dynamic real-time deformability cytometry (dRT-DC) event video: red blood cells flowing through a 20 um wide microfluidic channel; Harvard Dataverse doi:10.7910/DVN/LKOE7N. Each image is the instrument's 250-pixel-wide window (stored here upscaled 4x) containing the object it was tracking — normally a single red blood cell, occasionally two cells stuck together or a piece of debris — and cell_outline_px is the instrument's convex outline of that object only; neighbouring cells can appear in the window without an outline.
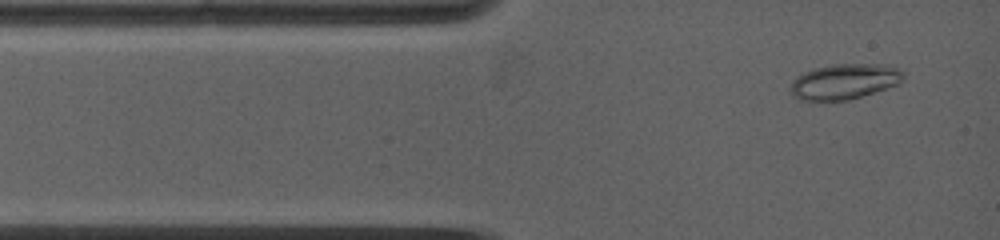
{"species": "common noctule bat (a hibernating species)", "species_latin": "Nyctalus noctula", "temperature_condition": "warm", "stored_images_in_passage": 35, "camera_frame_rate_fps": 5000, "um_per_image_px": 0.085, "animal": {"sex": "female", "body_mass_g": 19.0, "forearm_length_mm": 53.3}, "frame": {"image": 1, "passage_image": 3, "time_ms": 0.6, "image_size_px": [1000, 240], "cell_outline_px": [[904, 80], [900, 84], [848, 100], [800, 100], [788, 88], [792, 80], [796, 76], [804, 72], [816, 68], [832, 64], [888, 64], [904, 72]], "centroid_in_image_um": [71.8, 6.92], "position_along_channel_um": 13.2, "area_um2": 23.35}}
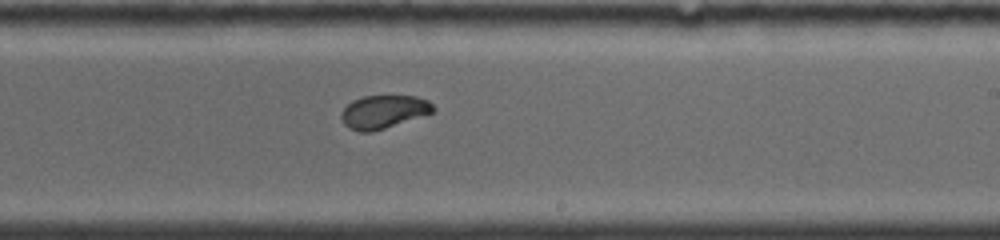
{"frame": {"image": 2, "passage_image": 19, "time_ms": 7.6, "image_size_px": [1000, 240], "cell_outline_px": [[436, 108], [432, 112], [372, 132], [360, 132], [348, 128], [344, 124], [340, 116], [340, 112], [352, 100], [364, 96], [416, 96], [428, 100]], "centroid_in_image_um": [32.56, 9.5], "position_along_channel_um": 256.4, "area_um2": 17.63}}
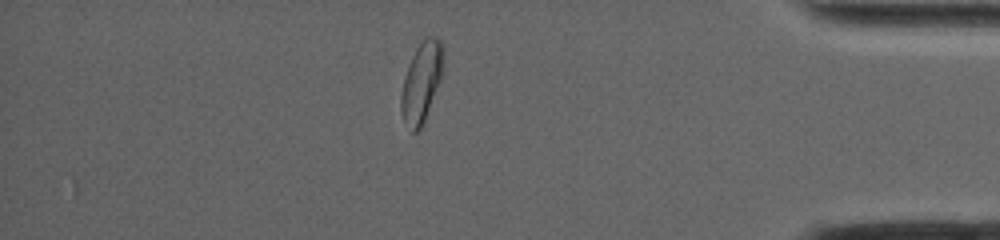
{"frame": {"image": 3, "passage_image": 31, "time_ms": 12.2, "image_size_px": [1000, 240], "cell_outline_px": [[444, 64], [440, 80], [424, 124], [416, 132], [412, 132], [404, 124], [400, 112], [400, 96], [404, 76], [408, 64], [416, 48], [424, 36], [436, 36], [440, 40], [444, 48]], "centroid_in_image_um": [35.82, 6.98], "position_along_channel_um": 399.4, "area_um2": 20.23}, "authors_computed_cell_mechanics": {"area_um2": 18.9006, "velocity_mm_per_s": 3.9326, "shape_relaxation_time_tau1_ms": 5.7678, "shape_relaxation_time_tau2_ms": 0.8069, "deformation_change_tau1": 0.1528, "deformation_change_tau2": 0.0399}}